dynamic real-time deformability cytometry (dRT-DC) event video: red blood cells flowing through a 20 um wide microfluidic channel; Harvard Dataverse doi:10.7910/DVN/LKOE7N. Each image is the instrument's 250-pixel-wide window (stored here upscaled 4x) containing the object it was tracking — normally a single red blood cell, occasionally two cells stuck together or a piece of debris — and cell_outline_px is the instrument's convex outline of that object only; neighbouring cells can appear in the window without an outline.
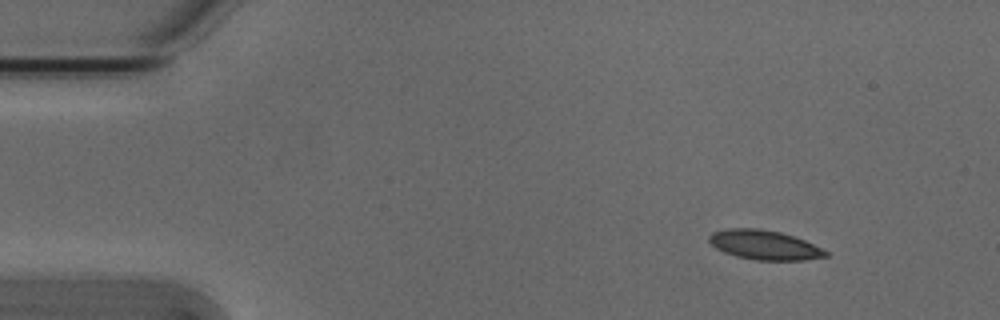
{"species": "Egyptian fruit bat (a non-hibernating species)", "species_latin": "Rousettus aegyptiacus", "temperature_condition": "cold", "stored_images_in_passage": 49, "camera_frame_rate_fps": 3000, "um_per_image_px": 0.085, "animal": {"sex": "male"}, "frame": {"image": 1, "passage_image": 1, "time_ms": 0.0, "image_size_px": [1000, 320], "cell_outline_px": [[828, 256], [804, 260], [756, 260], [736, 256], [724, 252], [716, 248], [708, 240], [708, 236], [712, 232], [728, 228], [760, 228], [780, 232], [804, 240], [828, 252]], "centroid_in_image_um": [64.94, 20.81], "position_along_channel_um": 20.1, "area_um2": 19.88}}
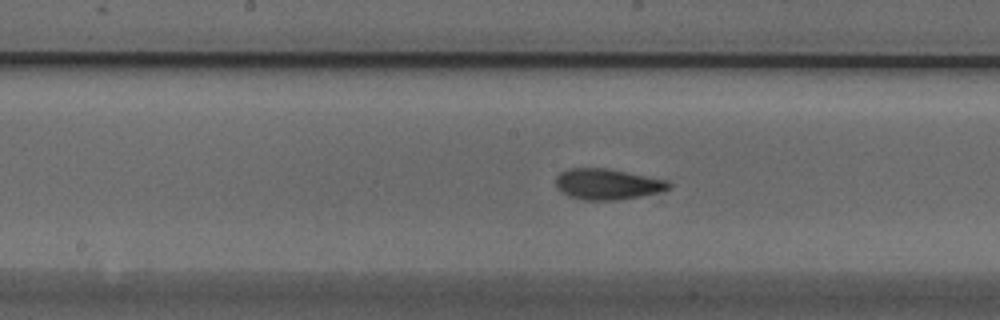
{"frame": {"image": 2, "passage_image": 22, "time_ms": 7.0, "image_size_px": [1000, 320], "cell_outline_px": [[672, 188], [640, 196], [620, 200], [584, 200], [568, 196], [556, 188], [556, 176], [560, 172], [568, 168], [608, 168], [668, 180], [672, 184]], "centroid_in_image_um": [51.62, 15.65], "position_along_channel_um": 196.6, "area_um2": 20.46}}
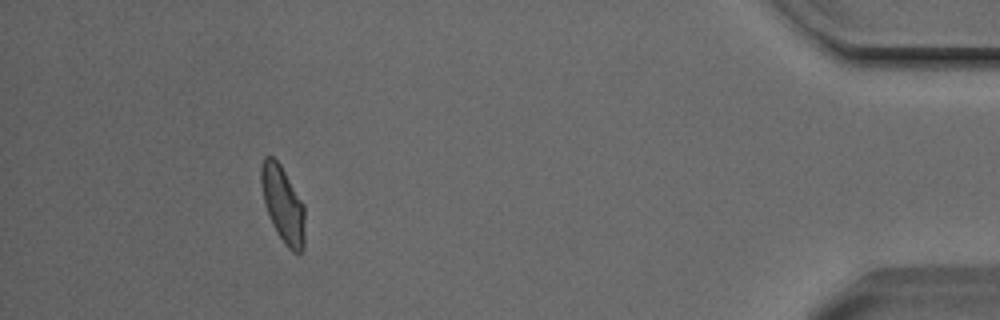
{"frame": {"image": 3, "passage_image": 44, "time_ms": 14.333, "image_size_px": [1000, 320], "cell_outline_px": [[304, 248], [300, 252], [292, 252], [284, 244], [276, 232], [272, 224], [264, 204], [260, 184], [260, 168], [264, 156], [272, 156], [280, 164], [304, 204]], "centroid_in_image_um": [24.03, 17.37], "position_along_channel_um": 411.2, "area_um2": 19.59}, "authors_computed_cell_mechanics": {"area_um2": 19.941, "velocity_mm_per_s": 3.791, "shape_relaxation_time_tau1_ms": 6.1057, "shape_relaxation_time_tau2_ms": 1.5727, "deformation_change_tau1": 0.1557, "deformation_change_tau2": 0.0682}}